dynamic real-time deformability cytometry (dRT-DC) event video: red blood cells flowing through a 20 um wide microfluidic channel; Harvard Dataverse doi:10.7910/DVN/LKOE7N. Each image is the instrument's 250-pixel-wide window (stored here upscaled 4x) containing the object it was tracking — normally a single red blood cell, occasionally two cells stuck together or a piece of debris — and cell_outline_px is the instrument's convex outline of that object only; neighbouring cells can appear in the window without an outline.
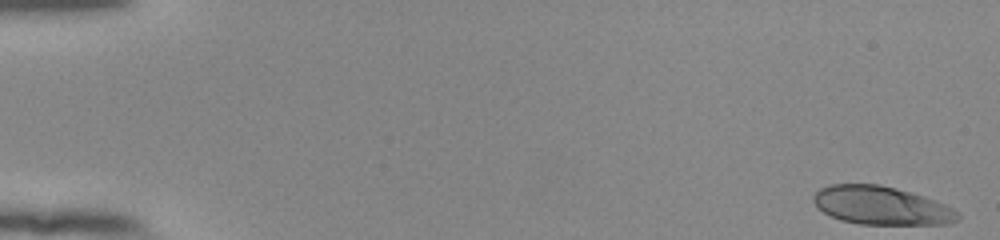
{"species": "human", "species_latin": "Homo sapiens", "temperature_condition": "room temperature", "stored_images_in_passage": 52, "camera_frame_rate_fps": 3000, "um_per_image_px": 0.085, "donor": {"sex": "female"}, "frame": {"image": 1, "passage_image": 1, "time_ms": 0.0, "image_size_px": [1000, 240], "cell_outline_px": [[960, 220], [948, 224], [860, 224], [840, 220], [816, 208], [812, 200], [812, 196], [820, 188], [832, 184], [880, 184], [912, 192], [936, 200], [960, 212]], "centroid_in_image_um": [74.92, 17.47], "position_along_channel_um": 10.1, "area_um2": 32.54}}
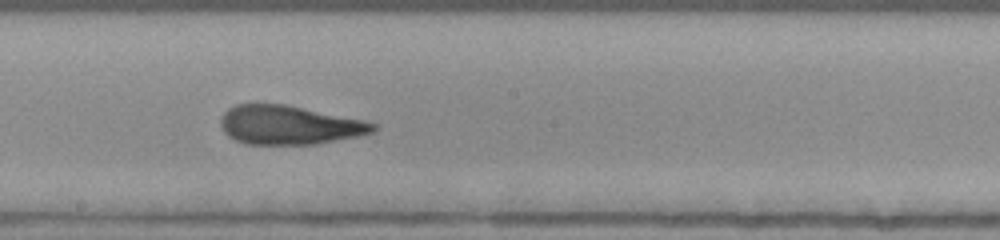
{"frame": {"image": 2, "passage_image": 30, "time_ms": 9.667, "image_size_px": [1000, 240], "cell_outline_px": [[376, 128], [372, 132], [356, 136], [316, 144], [244, 144], [228, 136], [224, 132], [220, 124], [220, 116], [228, 108], [236, 104], [284, 104], [364, 120], [376, 124]], "centroid_in_image_um": [24.53, 10.62], "position_along_channel_um": 223.7, "area_um2": 34.39}}
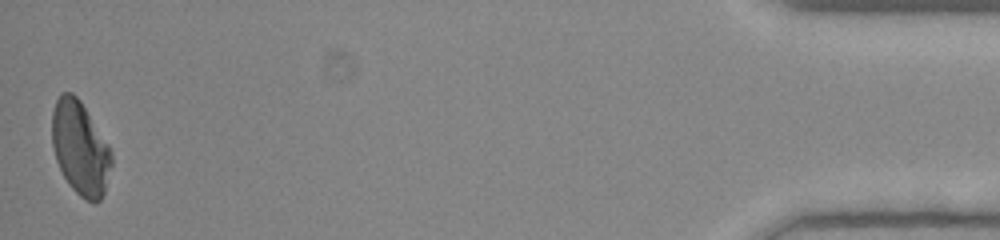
{"frame": {"image": 3, "passage_image": 52, "time_ms": 17.0, "image_size_px": [1000, 240], "cell_outline_px": [[112, 164], [104, 192], [100, 200], [96, 204], [80, 196], [68, 184], [56, 160], [52, 144], [52, 112], [56, 100], [60, 92], [72, 92], [80, 100], [108, 144], [112, 152]], "centroid_in_image_um": [6.81, 12.58], "position_along_channel_um": 428.4, "area_um2": 32.37}, "authors_computed_cell_mechanics": {"area_um2": 33.813, "velocity_mm_per_s": 3.9469, "shape_relaxation_time_tau1_ms": 7.7576, "shape_relaxation_time_tau2_ms": 1.4799, "deformation_change_tau1": 0.2235, "deformation_change_tau2": 0.096}}